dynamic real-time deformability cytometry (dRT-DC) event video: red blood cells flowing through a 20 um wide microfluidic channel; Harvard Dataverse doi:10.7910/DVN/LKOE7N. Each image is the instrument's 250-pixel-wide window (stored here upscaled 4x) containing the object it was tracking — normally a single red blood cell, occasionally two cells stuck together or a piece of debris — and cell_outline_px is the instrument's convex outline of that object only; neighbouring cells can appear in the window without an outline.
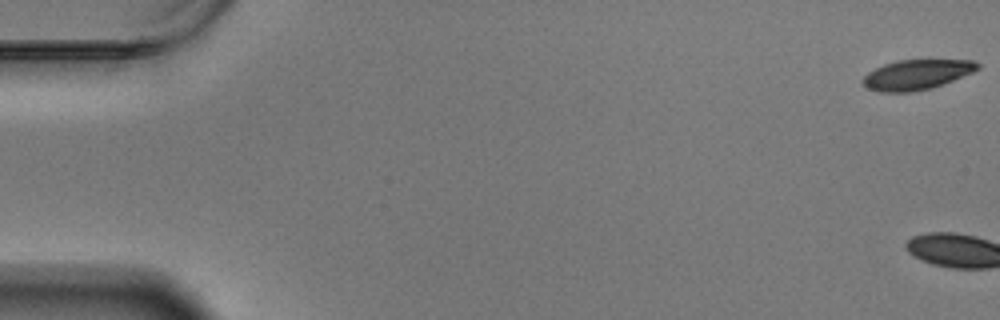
{"species": "Egyptian fruit bat (a non-hibernating species)", "species_latin": "Rousettus aegyptiacus", "temperature_condition": "warm", "stored_images_in_passage": 4, "camera_frame_rate_fps": 3000, "um_per_image_px": 0.085, "animal": {"sex": "male"}, "frame": {"image": 1, "passage_image": 1, "time_ms": 0.0, "image_size_px": [1000, 320], "cell_outline_px": [[980, 68], [972, 72], [952, 80], [928, 88], [908, 92], [880, 92], [868, 88], [860, 80], [868, 72], [884, 64], [896, 60], [972, 60], [980, 64]], "centroid_in_image_um": [77.88, 6.33], "position_along_channel_um": 7.1, "area_um2": 19.71}}